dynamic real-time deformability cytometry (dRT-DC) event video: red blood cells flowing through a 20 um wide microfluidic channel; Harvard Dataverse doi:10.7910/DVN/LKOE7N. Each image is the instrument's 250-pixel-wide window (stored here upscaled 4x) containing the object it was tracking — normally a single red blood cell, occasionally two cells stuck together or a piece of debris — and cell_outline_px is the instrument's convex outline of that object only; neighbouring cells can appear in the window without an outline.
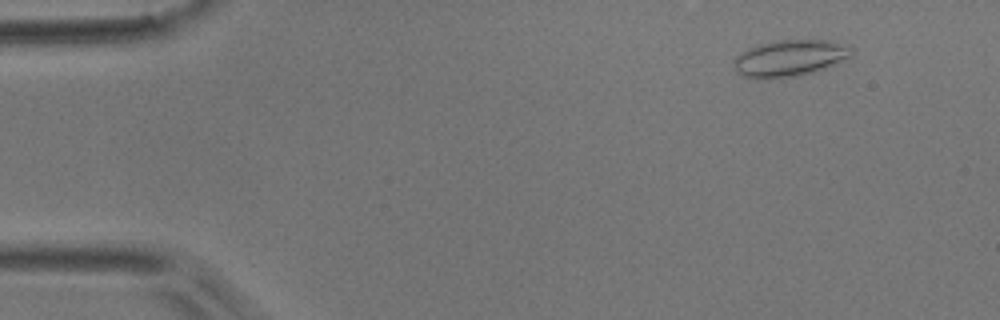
{"species": "common noctule bat (a hibernating species)", "species_latin": "Nyctalus noctula", "temperature_condition": "room temperature", "stored_images_in_passage": 14, "camera_frame_rate_fps": 3000, "um_per_image_px": 0.085, "animal": {"sex": "male", "body_mass_g": 17.9}, "frame": {"image": 1, "passage_image": 1, "time_ms": 0.0, "image_size_px": [1000, 320], "cell_outline_px": [[852, 52], [848, 56], [824, 68], [812, 72], [796, 76], [764, 80], [744, 76], [732, 68], [732, 60], [736, 56], [748, 48], [756, 44], [772, 40], [824, 40], [852, 48]], "centroid_in_image_um": [66.98, 4.95], "position_along_channel_um": 18.0, "area_um2": 24.85}}